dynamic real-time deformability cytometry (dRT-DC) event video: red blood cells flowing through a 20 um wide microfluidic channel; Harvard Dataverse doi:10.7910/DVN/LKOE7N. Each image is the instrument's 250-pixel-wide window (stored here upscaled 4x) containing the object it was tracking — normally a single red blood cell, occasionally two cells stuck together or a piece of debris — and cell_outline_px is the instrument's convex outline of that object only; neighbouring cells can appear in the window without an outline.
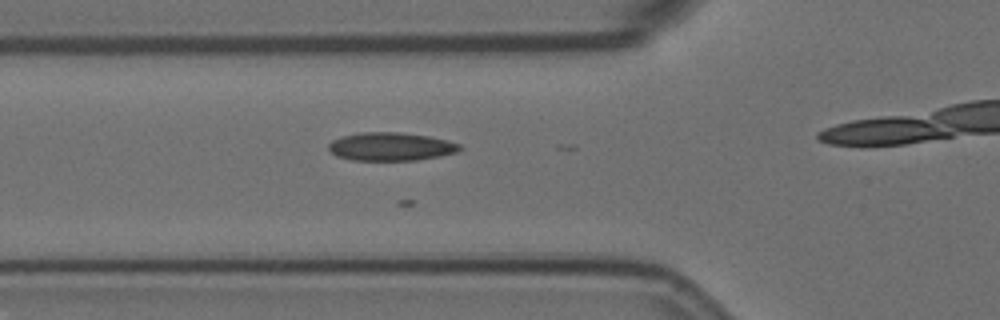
{"species": "Egyptian fruit bat (a non-hibernating species)", "species_latin": "Rousettus aegyptiacus", "temperature_condition": "room temperature", "stored_images_in_passage": 4, "camera_frame_rate_fps": 3000, "um_per_image_px": 0.085, "animal": {"sex": "female"}, "frame": {"image": 1, "passage_image": 3, "time_ms": 0.667, "image_size_px": [1000, 320], "cell_outline_px": [[464, 148], [456, 152], [440, 156], [416, 160], [352, 160], [336, 156], [328, 148], [328, 144], [332, 140], [340, 136], [360, 132], [396, 132], [428, 136], [448, 140], [460, 144]], "centroid_in_image_um": [33.21, 12.45], "position_along_channel_um": 92.6, "area_um2": 21.68}}